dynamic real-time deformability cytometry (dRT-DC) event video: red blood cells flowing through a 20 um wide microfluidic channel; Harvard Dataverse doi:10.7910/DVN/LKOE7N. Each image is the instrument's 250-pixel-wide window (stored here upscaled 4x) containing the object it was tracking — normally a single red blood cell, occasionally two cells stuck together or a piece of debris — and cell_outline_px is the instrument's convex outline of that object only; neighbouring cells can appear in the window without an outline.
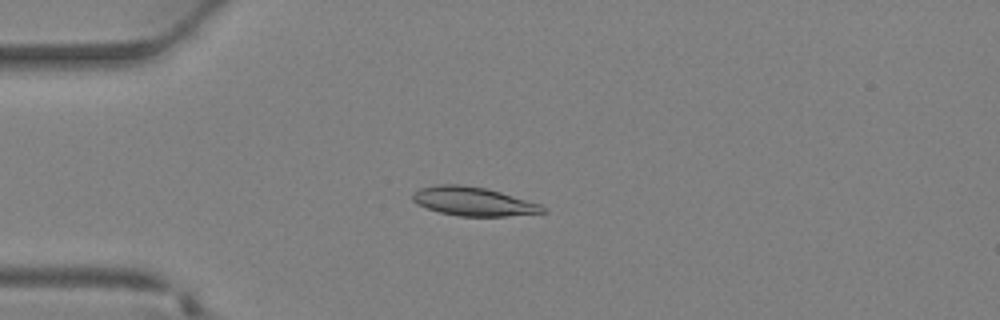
{"species": "Egyptian fruit bat (a non-hibernating species)", "species_latin": "Rousettus aegyptiacus", "temperature_condition": "warm", "stored_images_in_passage": 36, "camera_frame_rate_fps": 3000, "um_per_image_px": 0.085, "animal": {"sex": "female"}, "frame": {"image": 1, "passage_image": 9, "time_ms": 2.667, "image_size_px": [1000, 320], "cell_outline_px": [[548, 212], [504, 216], [460, 216], [440, 212], [416, 204], [412, 200], [412, 192], [420, 188], [440, 184], [460, 184], [484, 188], [500, 192], [540, 204]], "centroid_in_image_um": [40.19, 17.12], "position_along_channel_um": 44.8, "area_um2": 21.62}}
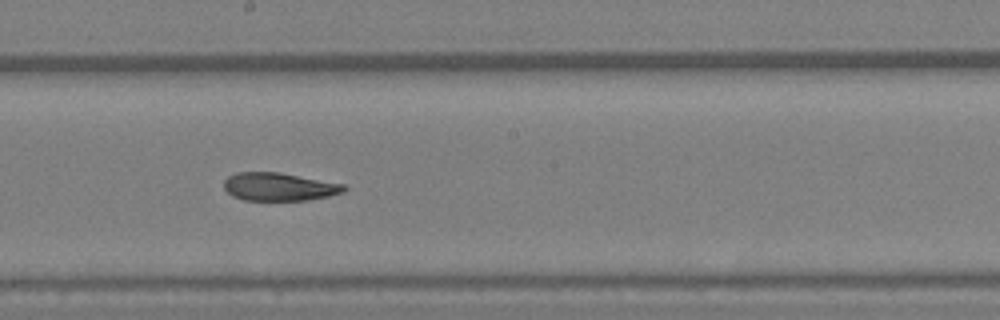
{"frame": {"image": 2, "passage_image": 20, "time_ms": 6.333, "image_size_px": [1000, 320], "cell_outline_px": [[348, 188], [344, 192], [328, 196], [308, 200], [244, 200], [232, 196], [224, 188], [224, 180], [228, 176], [236, 172], [280, 172], [344, 184]], "centroid_in_image_um": [23.72, 15.87], "position_along_channel_um": 224.5, "area_um2": 19.71}}
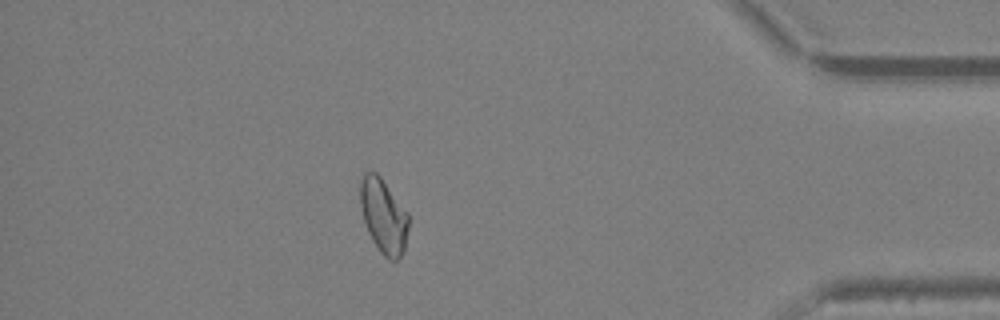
{"frame": {"image": 3, "passage_image": 32, "time_ms": 10.333, "image_size_px": [1000, 320], "cell_outline_px": [[408, 228], [404, 252], [396, 260], [388, 260], [380, 252], [372, 240], [368, 232], [364, 220], [360, 204], [360, 172], [376, 172], [380, 176], [408, 212]], "centroid_in_image_um": [32.59, 18.34], "position_along_channel_um": 402.6, "area_um2": 21.1}}